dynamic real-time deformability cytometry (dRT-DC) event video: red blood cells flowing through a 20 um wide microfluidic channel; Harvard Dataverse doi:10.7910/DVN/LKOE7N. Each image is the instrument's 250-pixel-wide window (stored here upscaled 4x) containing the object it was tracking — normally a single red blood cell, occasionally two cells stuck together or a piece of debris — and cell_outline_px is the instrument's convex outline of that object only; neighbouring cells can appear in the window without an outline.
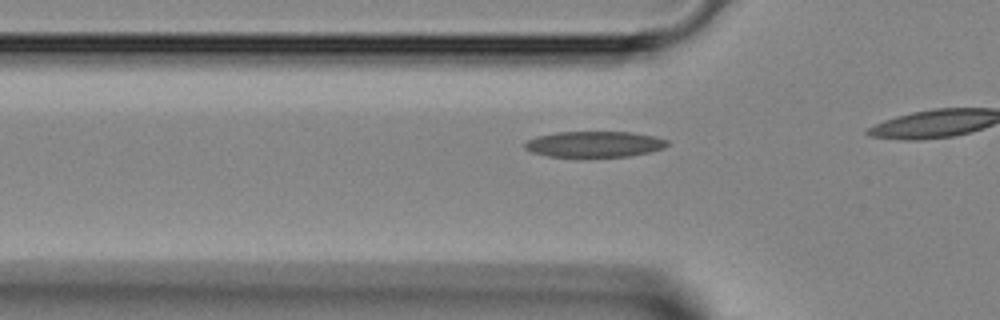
{"species": "Egyptian fruit bat (a non-hibernating species)", "species_latin": "Rousettus aegyptiacus", "temperature_condition": "room temperature", "stored_images_in_passage": 12, "camera_frame_rate_fps": 3000, "um_per_image_px": 0.085, "animal": {"sex": "female"}, "frame": {"image": 1, "passage_image": 7, "time_ms": 2.0, "image_size_px": [1000, 320], "cell_outline_px": [[668, 144], [664, 148], [648, 152], [628, 156], [580, 160], [548, 156], [532, 152], [524, 148], [524, 144], [528, 140], [536, 136], [556, 132], [632, 132], [656, 136], [668, 140]], "centroid_in_image_um": [50.49, 12.3], "position_along_channel_um": 75.3, "area_um2": 22.48}}
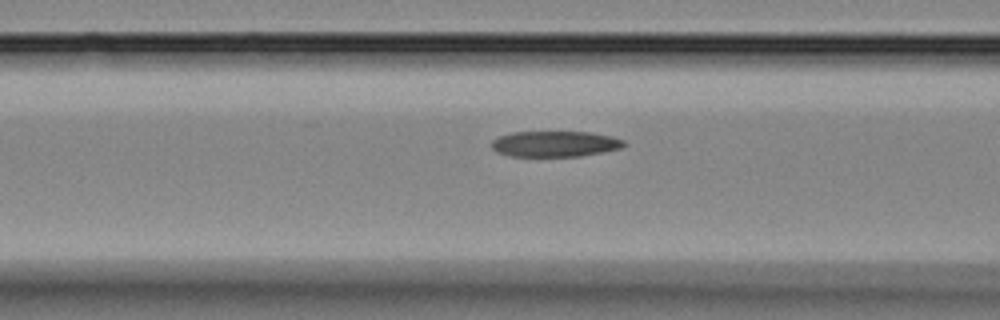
{"frame": {"image": 2, "passage_image": 10, "time_ms": 3.0, "image_size_px": [1000, 320], "cell_outline_px": [[628, 144], [620, 148], [604, 152], [580, 156], [508, 156], [496, 152], [492, 148], [492, 140], [500, 136], [512, 132], [588, 132], [612, 136], [624, 140]], "centroid_in_image_um": [47.19, 12.23], "position_along_channel_um": 119.4, "area_um2": 19.94}}